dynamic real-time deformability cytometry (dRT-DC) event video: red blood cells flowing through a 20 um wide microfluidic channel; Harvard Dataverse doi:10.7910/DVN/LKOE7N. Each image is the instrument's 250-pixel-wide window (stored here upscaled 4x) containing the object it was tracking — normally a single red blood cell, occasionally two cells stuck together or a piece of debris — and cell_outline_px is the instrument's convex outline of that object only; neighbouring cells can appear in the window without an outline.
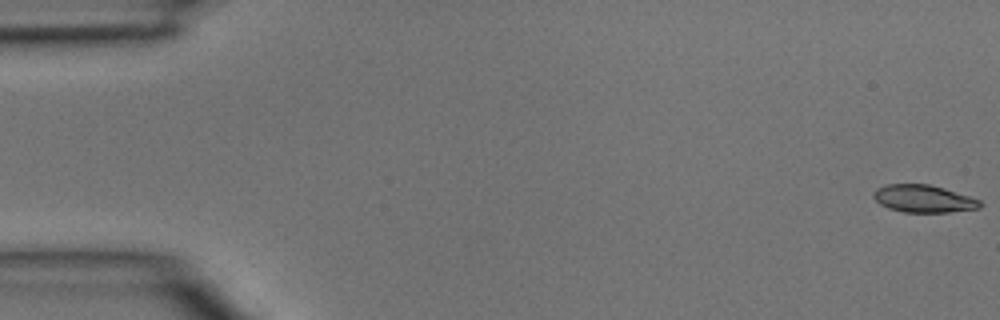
{"species": "common noctule bat (a hibernating species)", "species_latin": "Nyctalus noctula", "temperature_condition": "room temperature", "stored_images_in_passage": 45, "camera_frame_rate_fps": 3000, "um_per_image_px": 0.085, "animal": {"sex": "male", "body_mass_g": 15.6}, "frame": {"image": 1, "passage_image": 1, "time_ms": 0.0, "image_size_px": [1000, 320], "cell_outline_px": [[984, 204], [980, 208], [948, 212], [904, 212], [888, 208], [880, 204], [872, 196], [872, 192], [876, 188], [888, 184], [928, 184], [944, 188], [980, 200]], "centroid_in_image_um": [78.48, 16.89], "position_along_channel_um": 6.5, "area_um2": 17.05}}
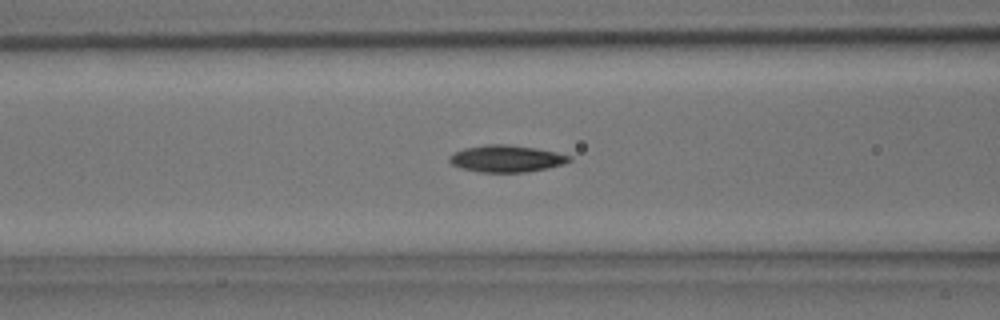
{"frame": {"image": 2, "passage_image": 18, "time_ms": 5.667, "image_size_px": [1000, 320], "cell_outline_px": [[572, 160], [564, 164], [548, 168], [528, 172], [480, 172], [464, 168], [452, 164], [448, 160], [448, 156], [452, 152], [464, 148], [488, 144], [504, 144], [536, 148], [556, 152], [572, 156]], "centroid_in_image_um": [43.05, 13.48], "position_along_channel_um": 123.5, "area_um2": 18.84}}
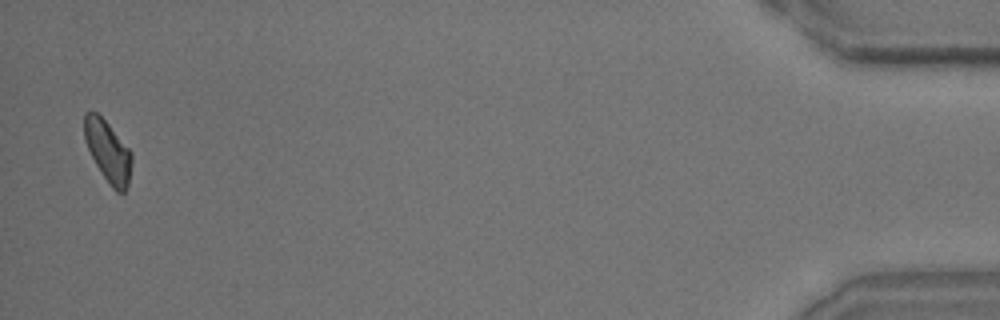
{"frame": {"image": 3, "passage_image": 44, "time_ms": 14.333, "image_size_px": [1000, 320], "cell_outline_px": [[132, 164], [128, 184], [124, 192], [116, 192], [112, 188], [96, 164], [84, 140], [84, 112], [96, 112], [108, 124], [132, 152]], "centroid_in_image_um": [9.18, 12.86], "position_along_channel_um": 426.0, "area_um2": 16.7}}